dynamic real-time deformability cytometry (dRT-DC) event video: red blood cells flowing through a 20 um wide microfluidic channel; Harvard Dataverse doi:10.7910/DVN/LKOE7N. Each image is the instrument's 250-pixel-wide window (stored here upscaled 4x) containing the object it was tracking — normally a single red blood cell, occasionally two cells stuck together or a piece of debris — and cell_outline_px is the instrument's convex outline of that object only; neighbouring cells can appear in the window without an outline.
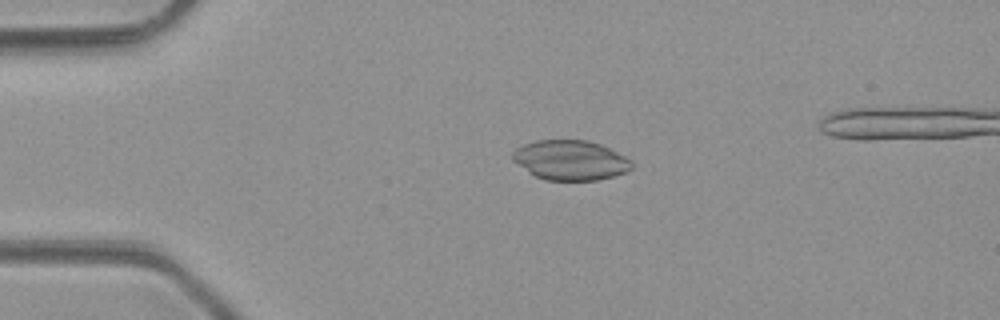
{"species": "common noctule bat (a hibernating species)", "species_latin": "Nyctalus noctula", "temperature_condition": "room temperature", "stored_images_in_passage": 5, "camera_frame_rate_fps": 3000, "um_per_image_px": 0.085, "animal": {"sex": "male", "body_mass_g": 23.1, "forearm_length_mm": 52.7}, "frame": {"image": 1, "passage_image": 4, "time_ms": 3.667, "image_size_px": [1000, 320], "cell_outline_px": [[632, 168], [624, 172], [612, 176], [596, 180], [544, 180], [528, 172], [512, 160], [512, 152], [516, 148], [524, 144], [536, 140], [588, 140], [600, 144], [632, 160]], "centroid_in_image_um": [48.45, 13.61], "position_along_channel_um": 36.5, "area_um2": 27.51}}